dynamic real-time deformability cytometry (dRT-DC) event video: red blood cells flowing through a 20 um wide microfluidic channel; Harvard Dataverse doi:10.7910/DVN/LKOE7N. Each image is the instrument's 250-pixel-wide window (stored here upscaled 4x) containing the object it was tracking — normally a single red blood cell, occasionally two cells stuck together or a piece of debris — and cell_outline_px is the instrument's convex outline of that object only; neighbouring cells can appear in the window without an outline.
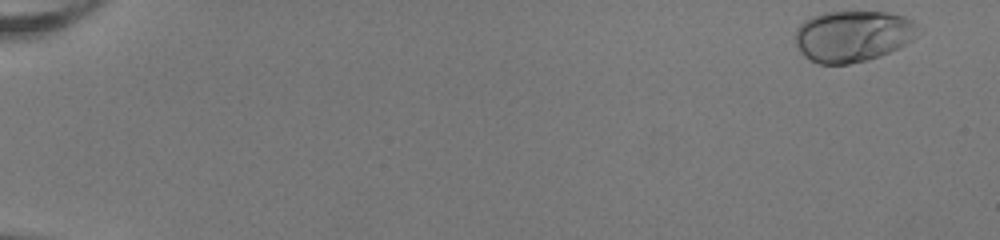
{"species": "human", "species_latin": "Homo sapiens", "temperature_condition": "room temperature", "stored_images_in_passage": 51, "camera_frame_rate_fps": 3000, "um_per_image_px": 0.085, "donor": {"sex": "female"}, "frame": {"image": 1, "passage_image": 1, "time_ms": 0.0, "image_size_px": [1000, 240], "cell_outline_px": [[924, 32], [900, 48], [880, 56], [868, 60], [848, 64], [820, 64], [808, 60], [800, 52], [796, 44], [796, 28], [804, 20], [812, 16], [824, 12], [888, 12], [904, 16], [912, 20], [924, 28]], "centroid_in_image_um": [72.56, 3.07], "position_along_channel_um": 12.4, "area_um2": 37.45}}
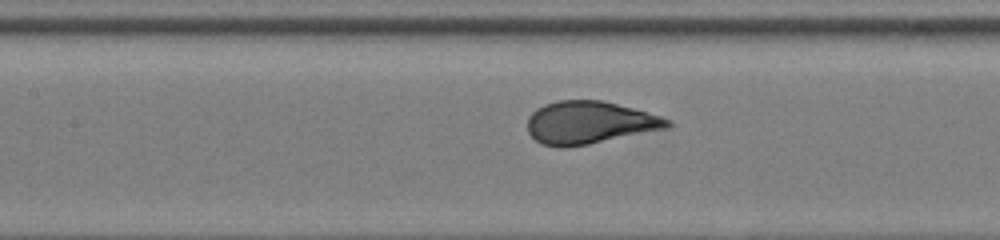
{"frame": {"image": 2, "passage_image": 25, "time_ms": 8.0, "image_size_px": [1000, 240], "cell_outline_px": [[672, 124], [668, 128], [588, 144], [564, 148], [560, 148], [540, 144], [528, 132], [528, 116], [536, 108], [544, 104], [560, 100], [600, 100], [632, 108], [660, 116], [672, 120]], "centroid_in_image_um": [50.07, 10.43], "position_along_channel_um": 157.3, "area_um2": 34.68}}
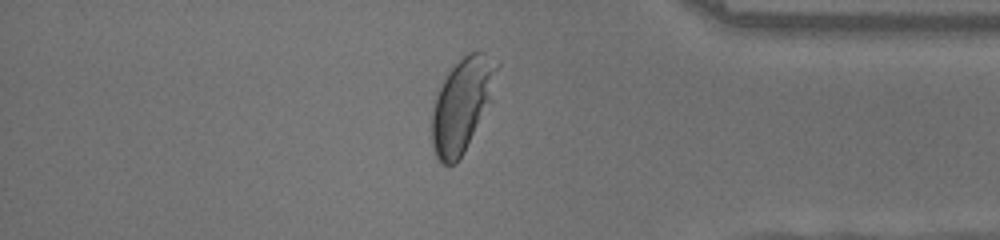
{"frame": {"image": 3, "passage_image": 44, "time_ms": 14.333, "image_size_px": [1000, 240], "cell_outline_px": [[500, 64], [492, 104], [464, 152], [456, 164], [440, 164], [432, 148], [432, 112], [436, 96], [448, 72], [468, 52], [484, 52]], "centroid_in_image_um": [39.32, 8.92], "position_along_channel_um": 395.9, "area_um2": 35.89}, "authors_computed_cell_mechanics": {"area_um2": 34.9112, "velocity_mm_per_s": 4.0144, "shape_relaxation_time_tau1_ms": 2.5577, "shape_relaxation_time_tau2_ms": null, "deformation_change_tau1": 0.1567, "deformation_change_tau2": null}}